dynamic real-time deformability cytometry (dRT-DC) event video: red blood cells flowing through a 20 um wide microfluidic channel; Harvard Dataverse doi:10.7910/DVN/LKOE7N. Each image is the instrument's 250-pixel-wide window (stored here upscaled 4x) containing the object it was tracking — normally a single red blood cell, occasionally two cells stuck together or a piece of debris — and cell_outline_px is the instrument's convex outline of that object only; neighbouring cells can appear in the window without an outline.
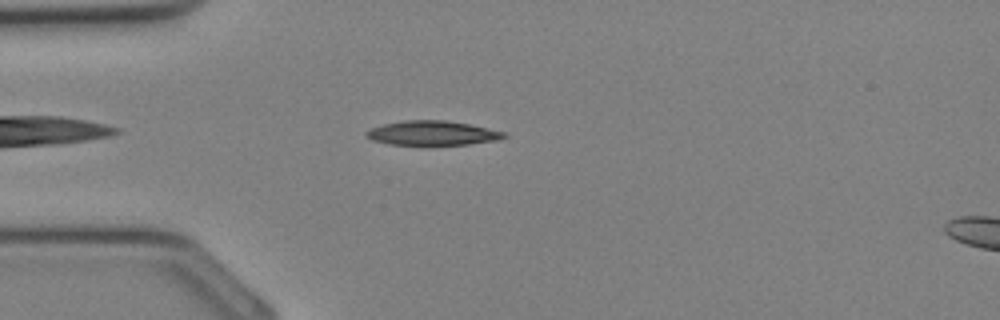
{"species": "Egyptian fruit bat (a non-hibernating species)", "species_latin": "Rousettus aegyptiacus", "temperature_condition": "cold", "stored_images_in_passage": 28, "camera_frame_rate_fps": 3000, "um_per_image_px": 0.085, "animal": {"sex": "female"}, "frame": {"image": 1, "passage_image": 3, "time_ms": 0.667, "image_size_px": [1000, 320], "cell_outline_px": [[508, 136], [496, 140], [468, 144], [428, 148], [388, 144], [372, 140], [364, 136], [364, 132], [372, 128], [384, 124], [404, 120], [444, 120], [468, 124], [504, 132]], "centroid_in_image_um": [36.68, 11.36], "position_along_channel_um": 48.3, "area_um2": 20.4}}
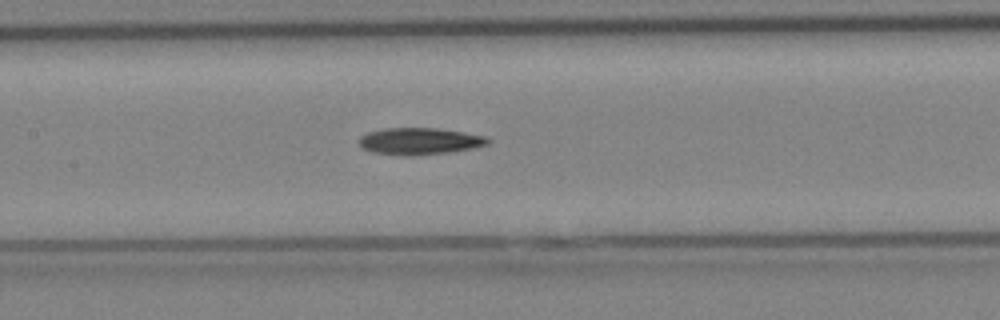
{"frame": {"image": 2, "passage_image": 10, "time_ms": 3.0, "image_size_px": [1000, 320], "cell_outline_px": [[492, 140], [488, 144], [472, 148], [448, 152], [372, 152], [364, 148], [360, 144], [360, 136], [368, 132], [384, 128], [436, 128], [464, 132], [488, 136]], "centroid_in_image_um": [35.75, 11.93], "position_along_channel_um": 171.6, "area_um2": 18.96}}
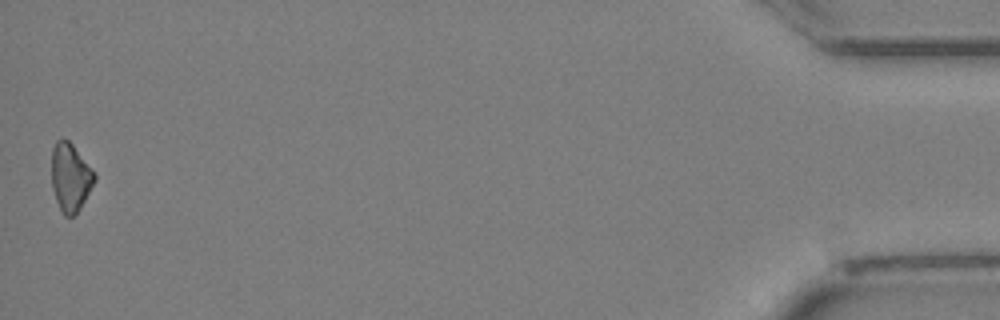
{"frame": {"image": 3, "passage_image": 28, "time_ms": 9.0, "image_size_px": [1000, 320], "cell_outline_px": [[96, 180], [80, 208], [72, 216], [64, 216], [56, 200], [52, 188], [52, 148], [56, 140], [60, 136], [64, 136], [72, 144], [92, 168], [96, 176]], "centroid_in_image_um": [5.97, 15.02], "position_along_channel_um": 429.2, "area_um2": 17.11}}